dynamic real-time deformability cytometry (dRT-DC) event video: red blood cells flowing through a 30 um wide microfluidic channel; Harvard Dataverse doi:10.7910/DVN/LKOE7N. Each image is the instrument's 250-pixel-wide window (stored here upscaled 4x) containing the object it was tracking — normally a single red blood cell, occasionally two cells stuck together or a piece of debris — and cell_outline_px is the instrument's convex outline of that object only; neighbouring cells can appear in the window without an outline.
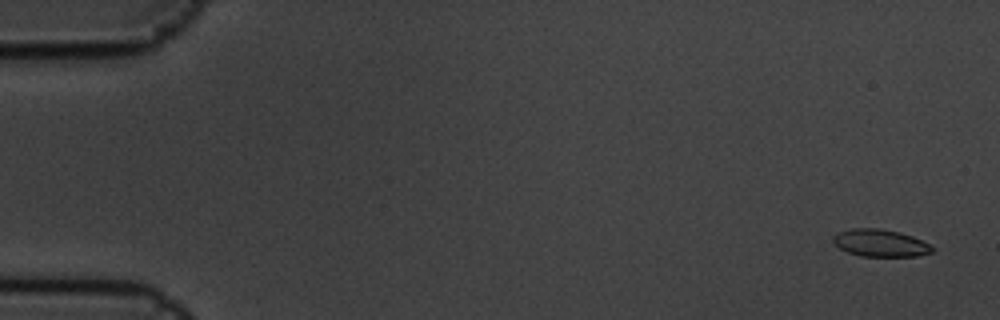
{"species": "common noctule bat (a hibernating species)", "species_latin": "Nyctalus noctula", "temperature_condition": "cold", "stored_images_in_passage": 6, "camera_frame_rate_fps": 3000, "um_per_image_px": 0.085, "animal": {"sex": "male", "body_mass_g": 19.5, "forearm_length_mm": 54.6}, "frame": {"image": 1, "passage_image": 1, "time_ms": 0.0, "image_size_px": [1000, 320], "cell_outline_px": [[936, 248], [932, 252], [916, 256], [860, 256], [848, 252], [840, 248], [832, 240], [832, 236], [836, 232], [852, 228], [880, 228], [900, 232], [912, 236]], "centroid_in_image_um": [74.8, 20.64], "position_along_channel_um": 10.2, "area_um2": 15.78}}